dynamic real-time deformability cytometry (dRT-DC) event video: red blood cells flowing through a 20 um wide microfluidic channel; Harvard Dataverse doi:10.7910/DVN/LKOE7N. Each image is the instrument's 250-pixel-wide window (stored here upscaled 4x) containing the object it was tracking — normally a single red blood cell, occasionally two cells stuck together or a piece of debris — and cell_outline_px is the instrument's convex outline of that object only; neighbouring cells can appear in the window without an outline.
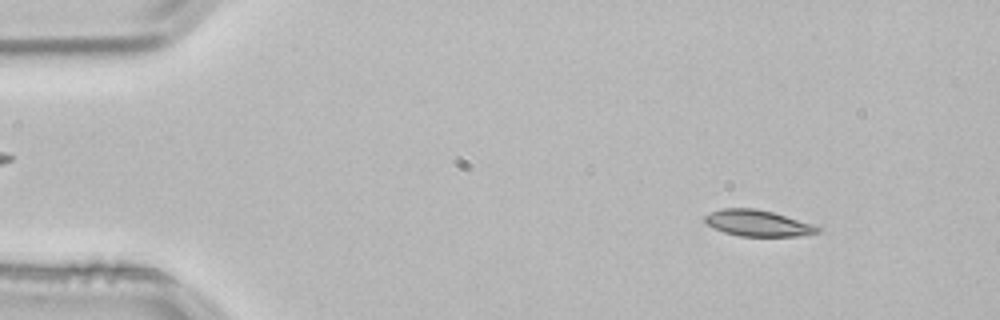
{"species": "common noctule bat (a hibernating species)", "species_latin": "Nyctalus noctula", "temperature_condition": "room temperature", "stored_images_in_passage": 3, "camera_frame_rate_fps": 3000, "um_per_image_px": 0.085, "animal": {"sex": "male", "body_mass_g": 21.5, "forearm_length_mm": 52.0}, "frame": {"image": 1, "passage_image": 1, "time_ms": 0.0, "image_size_px": [1000, 320], "cell_outline_px": [[820, 232], [796, 236], [740, 236], [724, 232], [708, 224], [704, 220], [704, 216], [708, 212], [724, 208], [756, 208], [772, 212], [820, 228]], "centroid_in_image_um": [64.33, 18.96], "position_along_channel_um": 20.7, "area_um2": 16.76}}
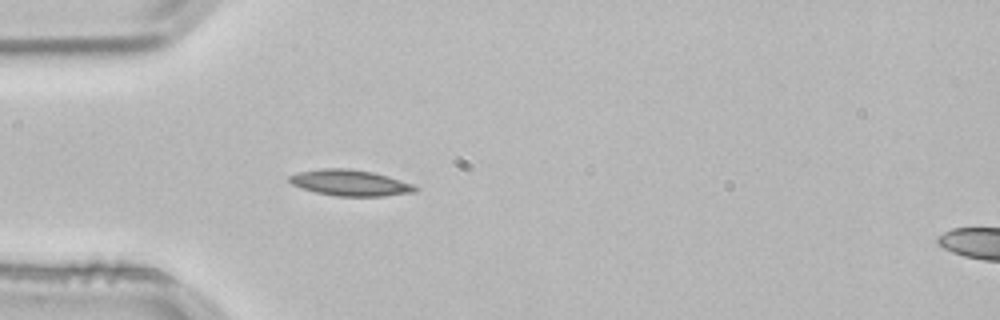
{"frame": {"image": 2, "passage_image": 3, "time_ms": 0.667, "image_size_px": [1000, 320], "cell_outline_px": [[420, 188], [416, 192], [384, 196], [336, 196], [316, 192], [292, 184], [288, 180], [288, 176], [296, 172], [320, 168], [348, 168], [372, 172], [388, 176], [412, 184]], "centroid_in_image_um": [29.76, 15.53], "position_along_channel_um": 55.2, "area_um2": 19.13}}